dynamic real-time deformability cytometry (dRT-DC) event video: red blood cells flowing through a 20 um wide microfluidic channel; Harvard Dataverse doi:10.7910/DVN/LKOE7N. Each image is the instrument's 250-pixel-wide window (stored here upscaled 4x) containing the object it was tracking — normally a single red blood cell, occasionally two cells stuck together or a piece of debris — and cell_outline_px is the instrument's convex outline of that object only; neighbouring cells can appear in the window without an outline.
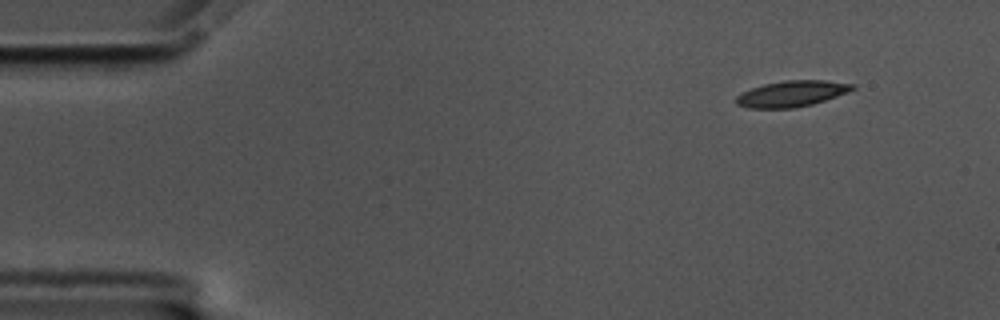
{"species": "common noctule bat (a hibernating species)", "species_latin": "Nyctalus noctula", "temperature_condition": "cold", "stored_images_in_passage": 53, "camera_frame_rate_fps": 3000, "um_per_image_px": 0.085, "animal": {"sex": "male", "body_mass_g": 17.5, "forearm_length_mm": 52.3}, "frame": {"image": 1, "passage_image": 1, "time_ms": 0.0, "image_size_px": [1000, 320], "cell_outline_px": [[856, 88], [848, 92], [812, 104], [796, 108], [748, 108], [736, 104], [736, 96], [752, 88], [764, 84], [788, 80], [824, 80], [856, 84]], "centroid_in_image_um": [67.32, 7.96], "position_along_channel_um": 17.7, "area_um2": 17.51}}
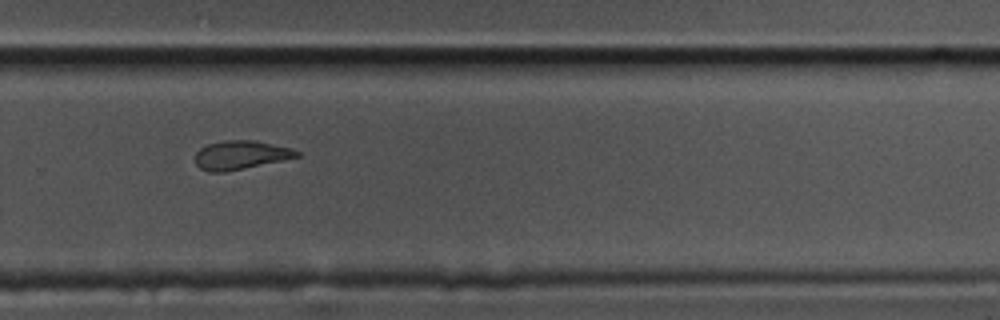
{"frame": {"image": 2, "passage_image": 34, "time_ms": 11.0, "image_size_px": [1000, 320], "cell_outline_px": [[300, 156], [284, 160], [224, 172], [208, 172], [200, 168], [196, 164], [196, 152], [200, 148], [208, 144], [224, 140], [256, 140], [292, 148], [300, 152]], "centroid_in_image_um": [20.47, 13.17], "position_along_channel_um": 309.3, "area_um2": 17.05}}
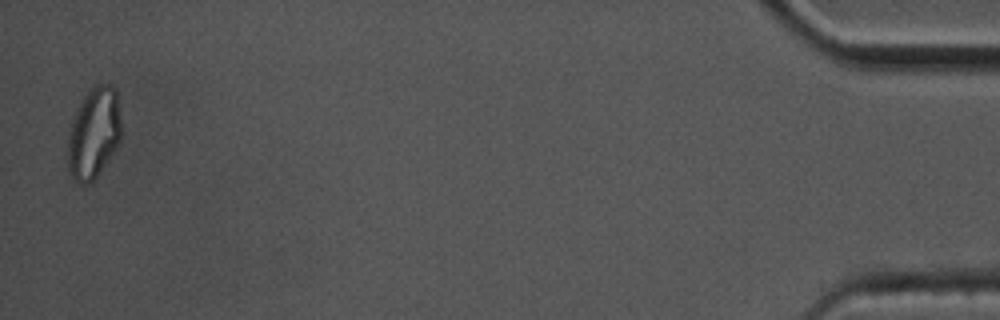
{"frame": {"image": 3, "passage_image": 52, "time_ms": 17.0, "image_size_px": [1000, 320], "cell_outline_px": [[120, 140], [116, 148], [96, 176], [88, 184], [80, 184], [72, 176], [68, 168], [68, 136], [72, 120], [84, 96], [96, 84], [108, 84], [116, 88], [120, 116]], "centroid_in_image_um": [7.97, 11.3], "position_along_channel_um": 427.2, "area_um2": 27.92}, "authors_computed_cell_mechanics": {"area_um2": 18.207, "velocity_mm_per_s": 3.4922, "shape_relaxation_time_tau1_ms": 6.3846, "shape_relaxation_time_tau2_ms": 2.3704, "deformation_change_tau1": 0.1742, "deformation_change_tau2": 0.0946}}